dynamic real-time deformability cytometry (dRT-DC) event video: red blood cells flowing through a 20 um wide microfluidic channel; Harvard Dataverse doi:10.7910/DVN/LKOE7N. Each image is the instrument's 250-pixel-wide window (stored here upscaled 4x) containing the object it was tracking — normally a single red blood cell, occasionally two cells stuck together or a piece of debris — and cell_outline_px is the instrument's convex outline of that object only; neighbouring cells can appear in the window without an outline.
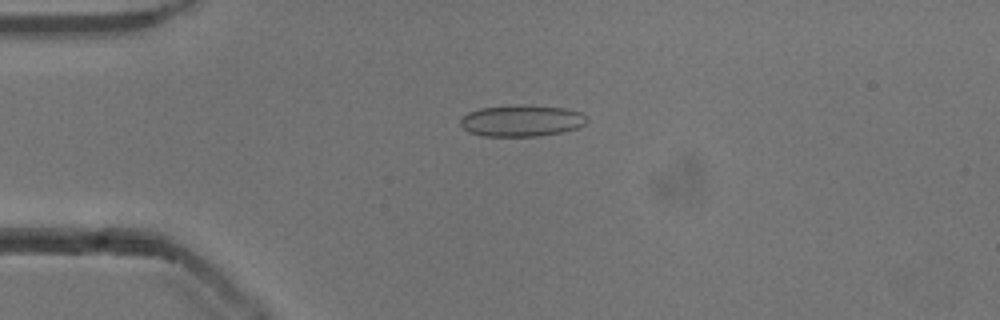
{"species": "common noctule bat (a hibernating species)", "species_latin": "Nyctalus noctula", "temperature_condition": "cold", "stored_images_in_passage": 44, "camera_frame_rate_fps": 3000, "um_per_image_px": 0.085, "animal": {"sex": "male", "body_mass_g": 13.3}, "frame": {"image": 1, "passage_image": 4, "time_ms": 1.0, "image_size_px": [1000, 320], "cell_outline_px": [[588, 120], [580, 128], [564, 132], [536, 136], [484, 136], [468, 132], [460, 124], [460, 120], [468, 112], [480, 108], [516, 104], [520, 104], [564, 108], [580, 112], [588, 116]], "centroid_in_image_um": [44.36, 10.26], "position_along_channel_um": 40.6, "area_um2": 23.47}}
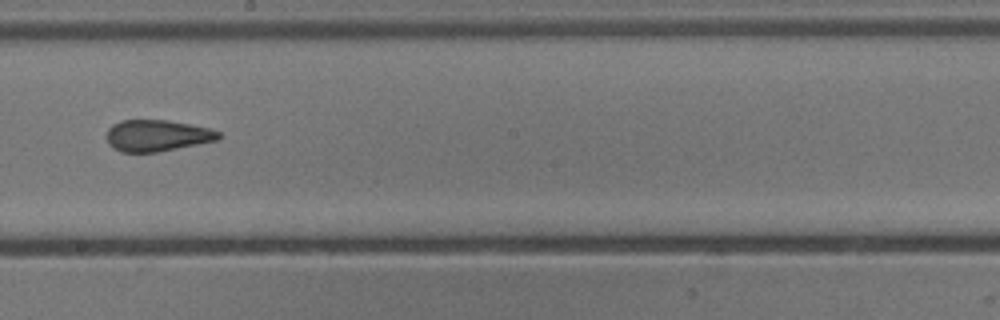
{"frame": {"image": 2, "passage_image": 21, "time_ms": 6.667, "image_size_px": [1000, 320], "cell_outline_px": [[220, 140], [156, 152], [120, 152], [112, 148], [108, 144], [108, 128], [112, 124], [120, 120], [168, 120], [208, 128], [220, 132]], "centroid_in_image_um": [13.34, 11.53], "position_along_channel_um": 234.9, "area_um2": 20.52}}
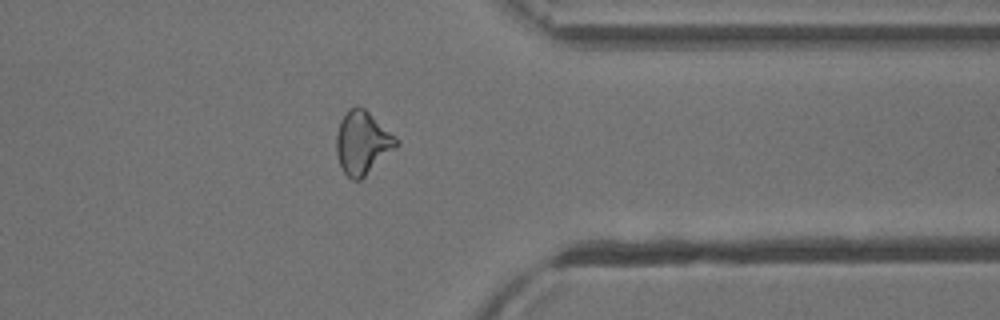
{"frame": {"image": 3, "passage_image": 33, "time_ms": 10.667, "image_size_px": [1000, 320], "cell_outline_px": [[400, 144], [396, 148], [360, 180], [352, 180], [344, 172], [340, 164], [336, 152], [336, 136], [340, 120], [348, 108], [356, 104], [364, 108], [396, 136], [400, 140]], "centroid_in_image_um": [30.81, 12.1], "position_along_channel_um": 380.6, "area_um2": 22.14}, "authors_computed_cell_mechanics": {"area_um2": 21.6461, "velocity_mm_per_s": 3.8773, "shape_relaxation_time_tau1_ms": 8.193, "shape_relaxation_time_tau2_ms": 1.645, "deformation_change_tau1": 0.1376, "deformation_change_tau2": 0.0896}}